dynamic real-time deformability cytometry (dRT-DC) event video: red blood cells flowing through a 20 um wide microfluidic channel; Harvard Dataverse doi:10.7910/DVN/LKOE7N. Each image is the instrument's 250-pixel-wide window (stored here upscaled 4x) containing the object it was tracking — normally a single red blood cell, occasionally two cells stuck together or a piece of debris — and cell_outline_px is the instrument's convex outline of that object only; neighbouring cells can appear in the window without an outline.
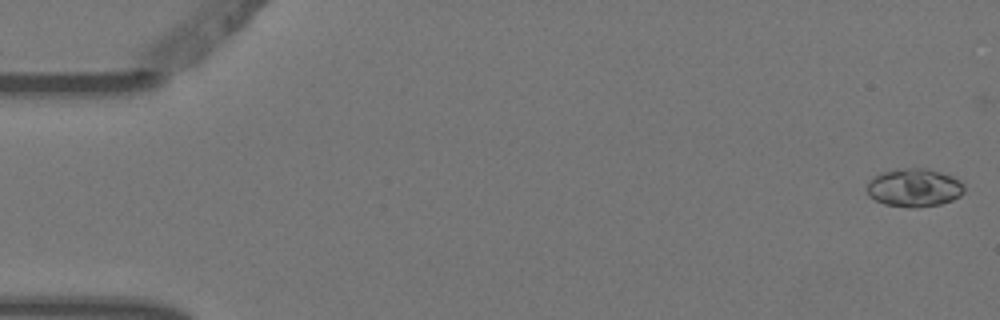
{"species": "Egyptian fruit bat (a non-hibernating species)", "species_latin": "Rousettus aegyptiacus", "temperature_condition": "warm", "stored_images_in_passage": 5, "camera_frame_rate_fps": 3000, "um_per_image_px": 0.085, "animal": {"sex": "female"}, "frame": {"image": 1, "passage_image": 1, "time_ms": 0.0, "image_size_px": [1000, 320], "cell_outline_px": [[964, 192], [960, 196], [952, 200], [940, 204], [912, 208], [884, 204], [868, 196], [868, 184], [872, 176], [880, 172], [896, 168], [928, 168], [952, 176], [960, 180], [964, 184]], "centroid_in_image_um": [77.7, 15.94], "position_along_channel_um": 7.3, "area_um2": 21.91}}
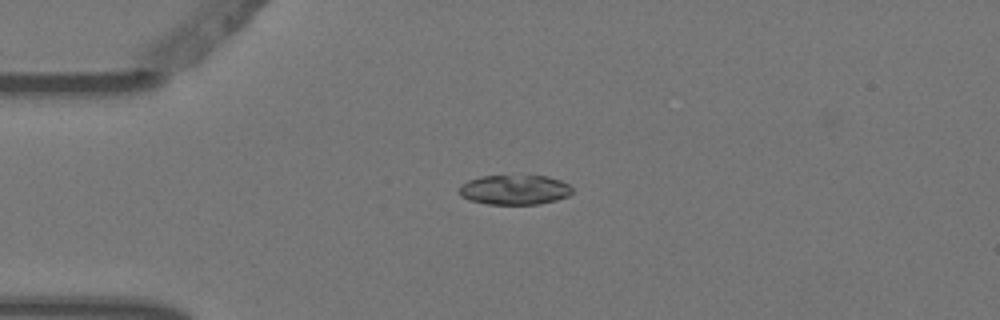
{"frame": {"image": 2, "passage_image": 4, "time_ms": 1.0, "image_size_px": [1000, 320], "cell_outline_px": [[572, 192], [568, 196], [556, 200], [540, 204], [488, 204], [468, 200], [460, 196], [460, 184], [468, 180], [480, 176], [548, 176], [560, 180], [568, 184], [572, 188]], "centroid_in_image_um": [43.72, 16.13], "position_along_channel_um": 41.3, "area_um2": 19.65}}